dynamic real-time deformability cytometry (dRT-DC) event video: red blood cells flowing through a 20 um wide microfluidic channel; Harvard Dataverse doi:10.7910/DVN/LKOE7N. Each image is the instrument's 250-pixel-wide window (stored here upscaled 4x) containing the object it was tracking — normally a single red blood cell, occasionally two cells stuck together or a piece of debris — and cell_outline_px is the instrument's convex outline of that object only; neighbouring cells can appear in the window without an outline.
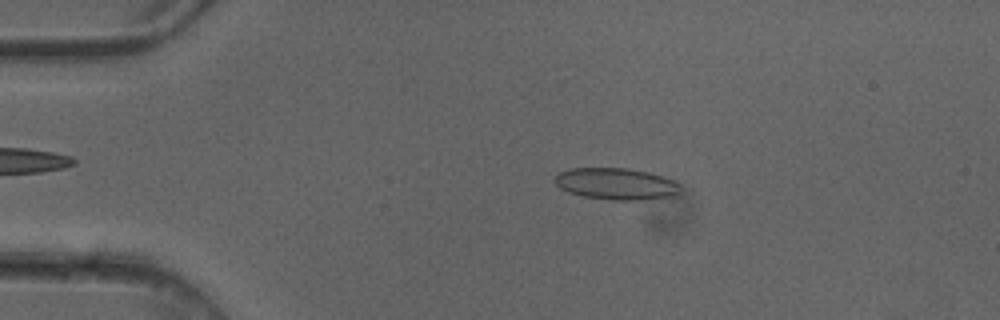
{"species": "common noctule bat (a hibernating species)", "species_latin": "Nyctalus noctula", "temperature_condition": "cold", "stored_images_in_passage": 3, "camera_frame_rate_fps": 3000, "um_per_image_px": 0.085, "animal": {"sex": "female"}, "frame": {"image": 1, "passage_image": 2, "time_ms": 0.333, "image_size_px": [1000, 320], "cell_outline_px": [[680, 188], [668, 200], [612, 200], [584, 196], [568, 192], [560, 188], [556, 184], [556, 176], [560, 172], [568, 168], [628, 168], [648, 172], [672, 180], [680, 184]], "centroid_in_image_um": [52.41, 15.64], "position_along_channel_um": 32.6, "area_um2": 23.29}}